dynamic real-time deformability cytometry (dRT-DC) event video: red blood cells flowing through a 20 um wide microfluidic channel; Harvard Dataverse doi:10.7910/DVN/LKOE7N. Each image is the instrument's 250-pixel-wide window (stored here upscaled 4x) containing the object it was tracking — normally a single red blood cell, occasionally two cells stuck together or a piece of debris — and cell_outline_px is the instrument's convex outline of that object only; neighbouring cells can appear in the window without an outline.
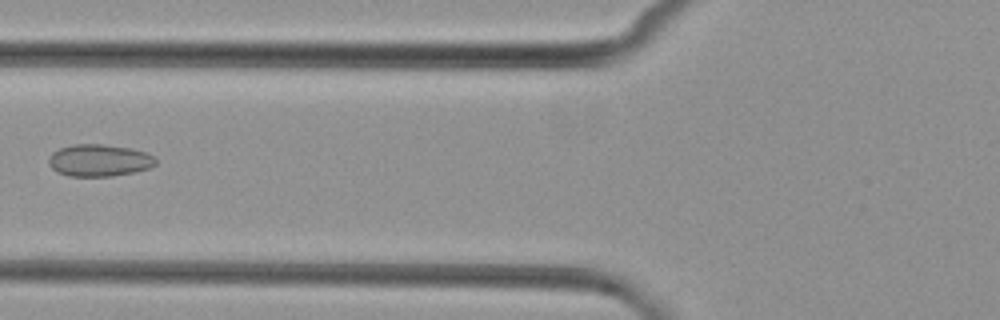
{"species": "common noctule bat (a hibernating species)", "species_latin": "Nyctalus noctula", "temperature_condition": "cold", "stored_images_in_passage": 4, "camera_frame_rate_fps": 3000, "um_per_image_px": 0.085, "animal": {"sex": "female", "body_mass_g": 29.2, "forearm_length_mm": 56.3}, "frame": {"image": 1, "passage_image": 4, "time_ms": 3.667, "image_size_px": [1000, 320], "cell_outline_px": [[156, 164], [148, 168], [136, 172], [112, 176], [68, 176], [56, 172], [48, 164], [48, 160], [52, 152], [60, 148], [72, 144], [100, 144], [132, 148], [156, 156]], "centroid_in_image_um": [8.43, 13.63], "position_along_channel_um": 117.4, "area_um2": 20.17}}